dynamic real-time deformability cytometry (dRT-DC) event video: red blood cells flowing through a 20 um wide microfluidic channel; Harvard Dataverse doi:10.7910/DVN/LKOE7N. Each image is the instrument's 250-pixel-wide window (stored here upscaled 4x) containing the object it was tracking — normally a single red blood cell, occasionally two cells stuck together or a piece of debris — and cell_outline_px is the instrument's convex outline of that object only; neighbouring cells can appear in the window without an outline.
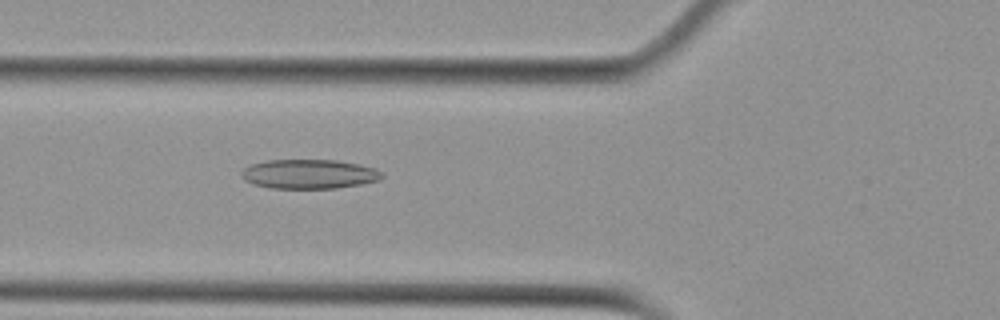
{"species": "Egyptian fruit bat (a non-hibernating species)", "species_latin": "Rousettus aegyptiacus", "temperature_condition": "cold", "stored_images_in_passage": 46, "camera_frame_rate_fps": 3000, "um_per_image_px": 0.085, "animal": {"sex": "female"}, "frame": {"image": 1, "passage_image": 12, "time_ms": 3.667, "image_size_px": [1000, 320], "cell_outline_px": [[384, 176], [376, 180], [360, 184], [336, 188], [268, 188], [252, 184], [244, 180], [240, 172], [244, 168], [252, 164], [268, 160], [336, 160], [360, 164], [376, 168], [384, 172]], "centroid_in_image_um": [26.27, 14.79], "position_along_channel_um": 99.5, "area_um2": 24.1}}
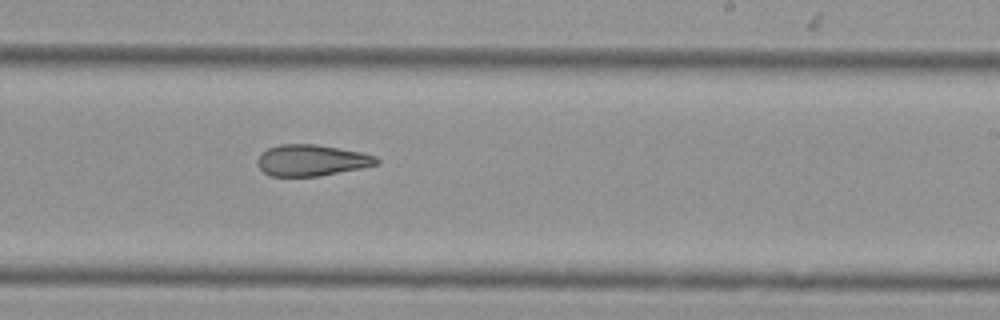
{"frame": {"image": 2, "passage_image": 25, "time_ms": 8.0, "image_size_px": [1000, 320], "cell_outline_px": [[380, 164], [320, 176], [272, 176], [264, 172], [256, 164], [256, 160], [260, 152], [268, 148], [280, 144], [316, 144], [340, 148], [360, 152], [376, 156], [380, 160]], "centroid_in_image_um": [26.47, 13.62], "position_along_channel_um": 262.5, "area_um2": 21.85}}
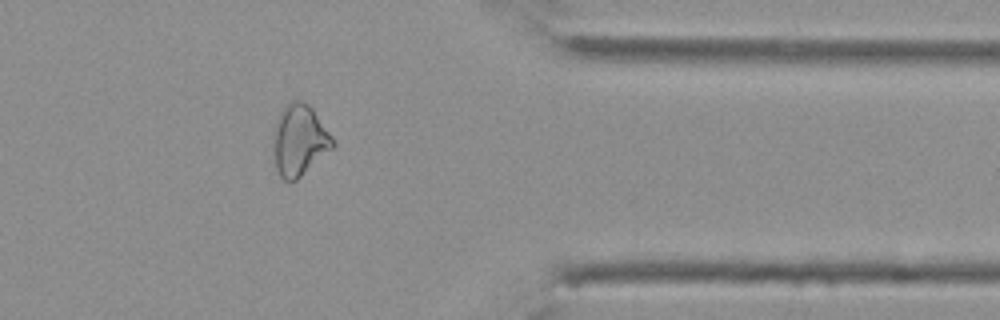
{"frame": {"image": 3, "passage_image": 36, "time_ms": 11.667, "image_size_px": [1000, 320], "cell_outline_px": [[336, 144], [332, 148], [296, 180], [288, 184], [280, 176], [276, 168], [272, 144], [272, 132], [276, 120], [280, 112], [292, 100], [304, 100], [312, 108], [332, 136]], "centroid_in_image_um": [25.41, 11.92], "position_along_channel_um": 386.0, "area_um2": 24.74}, "authors_computed_cell_mechanics": {"area_um2": 24.1315, "velocity_mm_per_s": 3.7575, "shape_relaxation_time_tau1_ms": null, "shape_relaxation_time_tau2_ms": 5.8726, "deformation_change_tau1": null, "deformation_change_tau2": 0.1517}}